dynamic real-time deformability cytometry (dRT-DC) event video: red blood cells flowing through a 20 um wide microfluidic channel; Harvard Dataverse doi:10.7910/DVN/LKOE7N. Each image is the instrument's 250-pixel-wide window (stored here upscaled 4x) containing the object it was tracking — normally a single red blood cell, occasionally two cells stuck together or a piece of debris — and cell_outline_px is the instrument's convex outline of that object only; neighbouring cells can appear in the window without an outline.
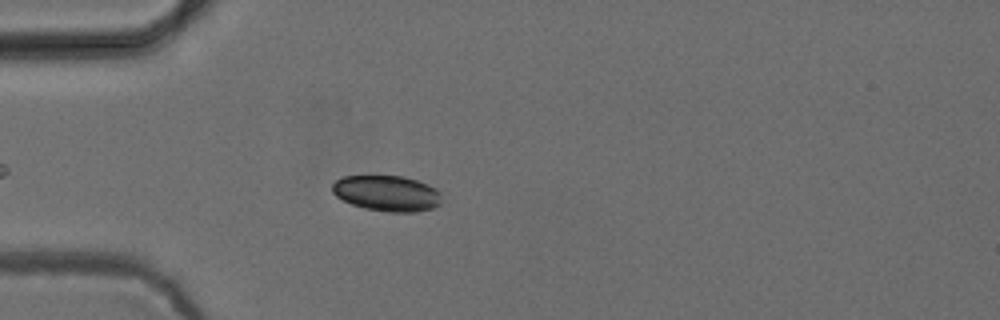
{"species": "common noctule bat (a hibernating species)", "species_latin": "Nyctalus noctula", "temperature_condition": "cold", "stored_images_in_passage": 40, "camera_frame_rate_fps": 3000, "um_per_image_px": 0.085, "animal": {"sex": "female", "body_mass_g": 24.6, "forearm_length_mm": 56.2}, "frame": {"image": 1, "passage_image": 7, "time_ms": 2.0, "image_size_px": [1000, 320], "cell_outline_px": [[440, 204], [432, 208], [416, 212], [388, 212], [364, 208], [352, 204], [336, 196], [332, 192], [332, 184], [336, 180], [344, 176], [404, 176], [428, 184], [436, 188], [440, 192]], "centroid_in_image_um": [32.89, 16.43], "position_along_channel_um": 52.1, "area_um2": 22.77}}
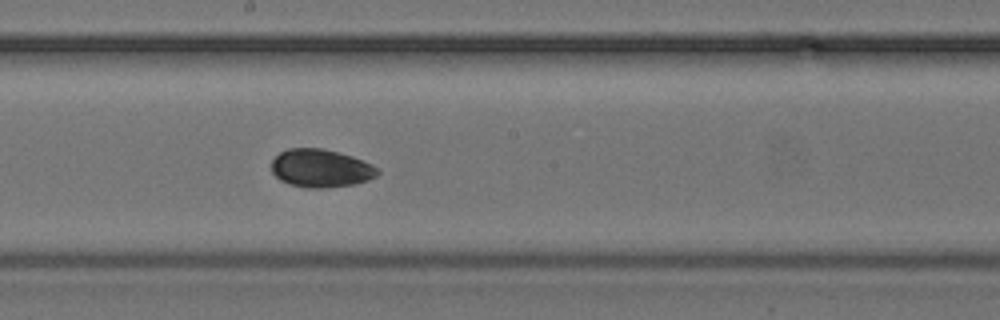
{"frame": {"image": 2, "passage_image": 21, "time_ms": 6.667, "image_size_px": [1000, 320], "cell_outline_px": [[380, 172], [376, 176], [368, 180], [352, 184], [324, 188], [308, 188], [292, 184], [280, 180], [272, 172], [272, 160], [280, 152], [288, 148], [320, 148], [352, 156], [372, 164]], "centroid_in_image_um": [27.26, 14.3], "position_along_channel_um": 220.9, "area_um2": 23.29}}
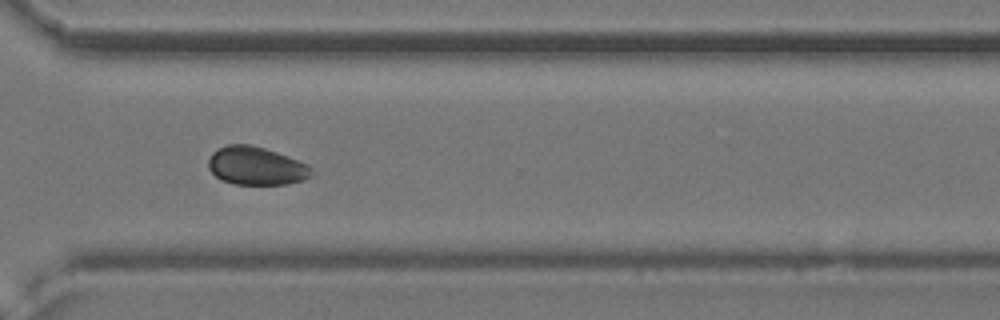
{"frame": {"image": 3, "passage_image": 31, "time_ms": 10.0, "image_size_px": [1000, 320], "cell_outline_px": [[312, 176], [304, 180], [288, 184], [236, 184], [224, 180], [216, 176], [208, 168], [208, 160], [212, 152], [216, 148], [228, 144], [248, 144], [264, 148], [276, 152], [308, 164], [312, 168]], "centroid_in_image_um": [21.77, 14.09], "position_along_channel_um": 348.8, "area_um2": 22.95}, "authors_computed_cell_mechanics": {"area_um2": 23.12, "velocity_mm_per_s": 3.849, "shape_relaxation_time_tau1_ms": 2.3153, "shape_relaxation_time_tau2_ms": 3.6676, "deformation_change_tau1": 0.0312, "deformation_change_tau2": 0.0535}}